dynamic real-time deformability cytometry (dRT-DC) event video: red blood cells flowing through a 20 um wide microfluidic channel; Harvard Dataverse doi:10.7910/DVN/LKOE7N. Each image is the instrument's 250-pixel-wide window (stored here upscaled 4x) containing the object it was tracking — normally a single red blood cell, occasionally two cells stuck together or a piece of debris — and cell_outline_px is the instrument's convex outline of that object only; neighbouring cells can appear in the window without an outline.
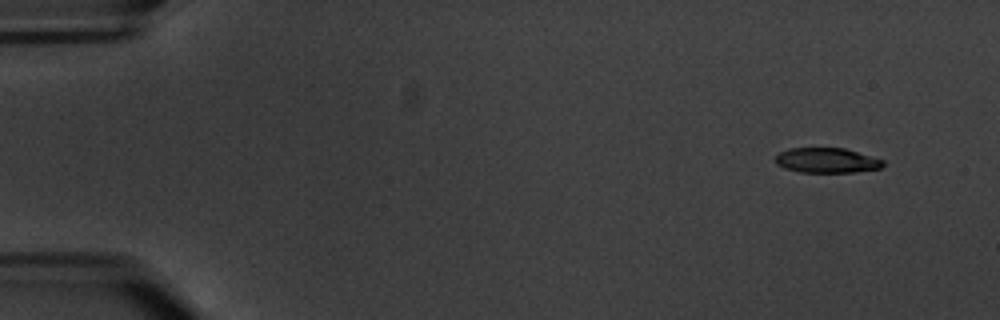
{"species": "common noctule bat (a hibernating species)", "species_latin": "Nyctalus noctula", "temperature_condition": "warm", "stored_images_in_passage": 4, "camera_frame_rate_fps": 3000, "um_per_image_px": 0.085, "animal": {"sex": "male", "body_mass_g": 20.1, "forearm_length_mm": 53.5}, "frame": {"image": 1, "passage_image": 1, "time_ms": 0.0, "image_size_px": [1000, 320], "cell_outline_px": [[884, 164], [880, 168], [856, 172], [800, 172], [784, 168], [776, 164], [776, 156], [780, 152], [788, 148], [844, 148], [884, 160]], "centroid_in_image_um": [70.26, 13.63], "position_along_channel_um": 14.7, "area_um2": 15.61}}